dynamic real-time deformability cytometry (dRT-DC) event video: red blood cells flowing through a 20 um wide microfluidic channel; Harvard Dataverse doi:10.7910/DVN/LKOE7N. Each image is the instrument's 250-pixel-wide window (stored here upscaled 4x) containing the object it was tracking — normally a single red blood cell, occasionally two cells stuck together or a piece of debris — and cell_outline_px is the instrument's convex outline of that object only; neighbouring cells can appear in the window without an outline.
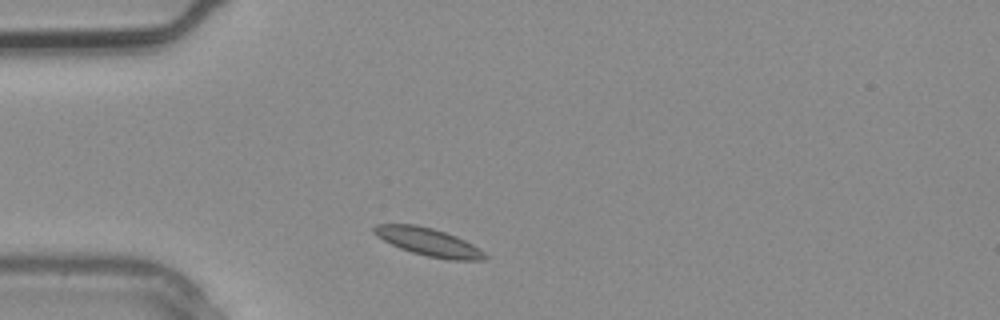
{"species": "common noctule bat (a hibernating species)", "species_latin": "Nyctalus noctula", "temperature_condition": "warm", "stored_images_in_passage": 3, "camera_frame_rate_fps": 3000, "um_per_image_px": 0.085, "animal": {"sex": "male", "body_mass_g": 20.4}, "frame": {"image": 1, "passage_image": 3, "time_ms": 0.667, "image_size_px": [1000, 320], "cell_outline_px": [[488, 256], [484, 260], [448, 260], [428, 256], [412, 252], [400, 248], [376, 236], [372, 232], [372, 228], [376, 224], [416, 224], [432, 228], [456, 236], [480, 248]], "centroid_in_image_um": [36.42, 20.57], "position_along_channel_um": 48.6, "area_um2": 17.98}}